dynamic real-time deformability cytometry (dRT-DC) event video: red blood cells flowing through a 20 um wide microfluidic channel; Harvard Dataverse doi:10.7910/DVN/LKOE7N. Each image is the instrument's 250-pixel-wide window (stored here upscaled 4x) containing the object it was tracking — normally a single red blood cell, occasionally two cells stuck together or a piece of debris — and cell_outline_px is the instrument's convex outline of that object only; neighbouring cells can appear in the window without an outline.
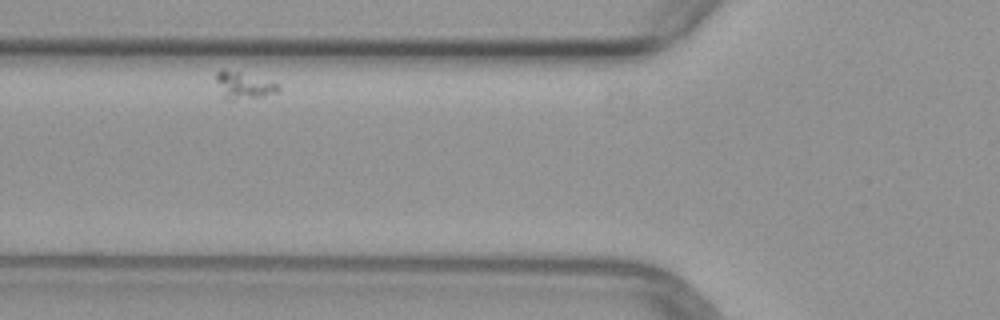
{"species": "common noctule bat (a hibernating species)", "species_latin": "Nyctalus noctula", "temperature_condition": "warm", "stored_images_in_passage": 7, "segment_of_instrument_passage": [2, 3], "camera_frame_rate_fps": 3000, "um_per_image_px": 0.085, "animal": {"sex": "female", "body_mass_g": 29.2, "forearm_length_mm": 56.3}, "frame": {"image": 1, "passage_image": 3, "time_ms": 3.0, "image_size_px": [1000, 320], "cell_outline_px": [[280, 92], [264, 96], [232, 100], [220, 96], [216, 80], [216, 72], [220, 68], [224, 68], [272, 80], [280, 88]], "centroid_in_image_um": [20.69, 7.24], "position_along_channel_um": 105.1, "area_um2": 10.06}}